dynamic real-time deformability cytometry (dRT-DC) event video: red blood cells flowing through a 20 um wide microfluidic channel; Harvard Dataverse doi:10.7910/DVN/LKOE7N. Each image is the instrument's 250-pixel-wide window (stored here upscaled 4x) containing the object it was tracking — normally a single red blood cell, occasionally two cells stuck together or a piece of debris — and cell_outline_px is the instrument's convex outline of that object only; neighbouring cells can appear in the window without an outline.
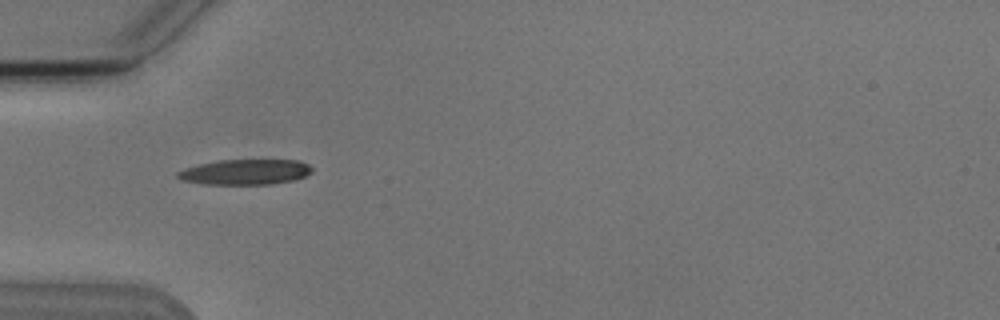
{"species": "Egyptian fruit bat (a non-hibernating species)", "species_latin": "Rousettus aegyptiacus", "temperature_condition": "cold", "stored_images_in_passage": 4, "camera_frame_rate_fps": 3000, "um_per_image_px": 0.085, "animal": {"sex": "male"}, "frame": {"image": 1, "passage_image": 3, "time_ms": 2.333, "image_size_px": [1000, 320], "cell_outline_px": [[312, 172], [304, 176], [292, 180], [268, 184], [204, 184], [184, 180], [176, 176], [176, 172], [184, 168], [200, 164], [220, 160], [300, 160], [308, 164], [312, 168]], "centroid_in_image_um": [20.85, 14.61], "position_along_channel_um": 64.2, "area_um2": 19.65}}